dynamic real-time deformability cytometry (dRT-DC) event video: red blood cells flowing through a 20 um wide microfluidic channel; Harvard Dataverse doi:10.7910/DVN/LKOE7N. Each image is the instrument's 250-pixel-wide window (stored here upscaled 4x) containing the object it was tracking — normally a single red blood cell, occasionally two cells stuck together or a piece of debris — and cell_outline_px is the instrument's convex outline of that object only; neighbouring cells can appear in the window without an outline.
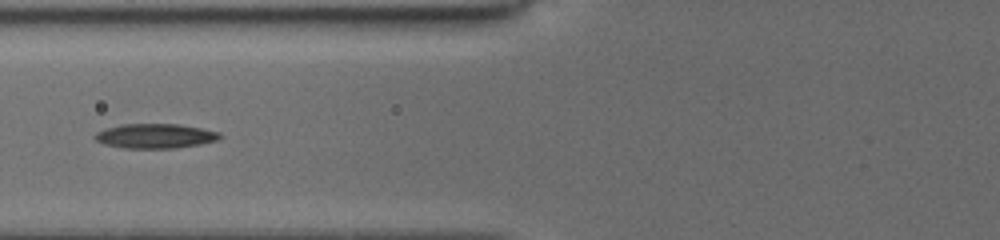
{"species": "common noctule bat (a hibernating species)", "species_latin": "Nyctalus noctula", "temperature_condition": "cold", "stored_images_in_passage": 46, "camera_frame_rate_fps": 3000, "um_per_image_px": 0.085, "animal": {"sex": "female", "body_mass_g": 19.5, "forearm_length_mm": 54.1}, "frame": {"image": 1, "passage_image": 15, "time_ms": 6.667, "image_size_px": [1000, 240], "cell_outline_px": [[220, 136], [216, 140], [200, 144], [176, 148], [124, 148], [104, 144], [96, 140], [92, 136], [96, 132], [120, 124], [180, 124], [220, 132]], "centroid_in_image_um": [13.16, 11.56], "position_along_channel_um": 112.6, "area_um2": 17.8}}
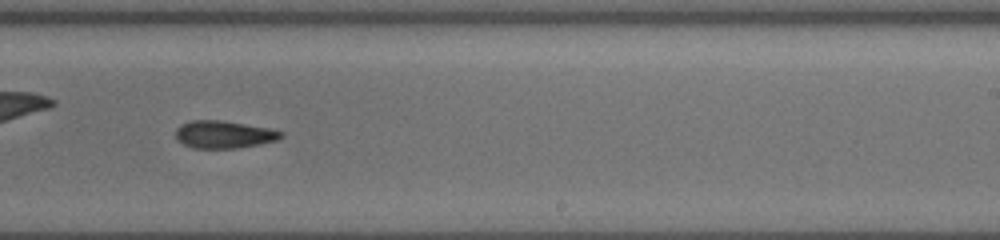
{"frame": {"image": 2, "passage_image": 28, "time_ms": 10.667, "image_size_px": [1000, 240], "cell_outline_px": [[284, 136], [280, 140], [260, 144], [236, 148], [192, 148], [176, 140], [176, 128], [180, 124], [192, 120], [220, 120], [268, 128], [284, 132]], "centroid_in_image_um": [19.03, 11.43], "position_along_channel_um": 270.0, "area_um2": 16.99}}
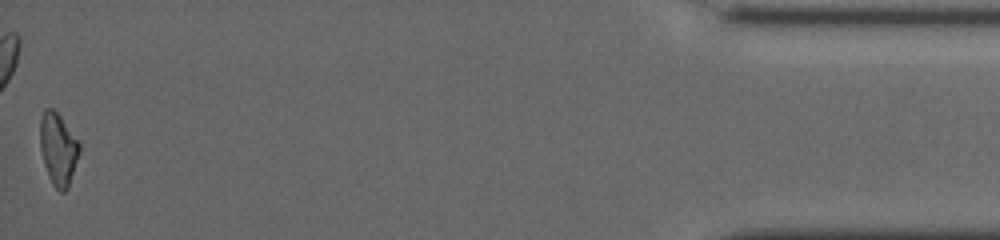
{"frame": {"image": 3, "passage_image": 46, "time_ms": 16.667, "image_size_px": [1000, 240], "cell_outline_px": [[80, 152], [68, 188], [64, 192], [60, 192], [52, 184], [48, 176], [44, 164], [40, 148], [40, 120], [44, 108], [52, 108], [60, 116], [80, 144]], "centroid_in_image_um": [4.93, 12.68], "position_along_channel_um": 430.3, "area_um2": 16.47}, "authors_computed_cell_mechanics": {"area_um2": 17.051, "velocity_mm_per_s": 3.9382, "shape_relaxation_time_tau1_ms": 6.4846, "shape_relaxation_time_tau2_ms": 5.5253, "deformation_change_tau1": 0.1695, "deformation_change_tau2": 0.1601}}